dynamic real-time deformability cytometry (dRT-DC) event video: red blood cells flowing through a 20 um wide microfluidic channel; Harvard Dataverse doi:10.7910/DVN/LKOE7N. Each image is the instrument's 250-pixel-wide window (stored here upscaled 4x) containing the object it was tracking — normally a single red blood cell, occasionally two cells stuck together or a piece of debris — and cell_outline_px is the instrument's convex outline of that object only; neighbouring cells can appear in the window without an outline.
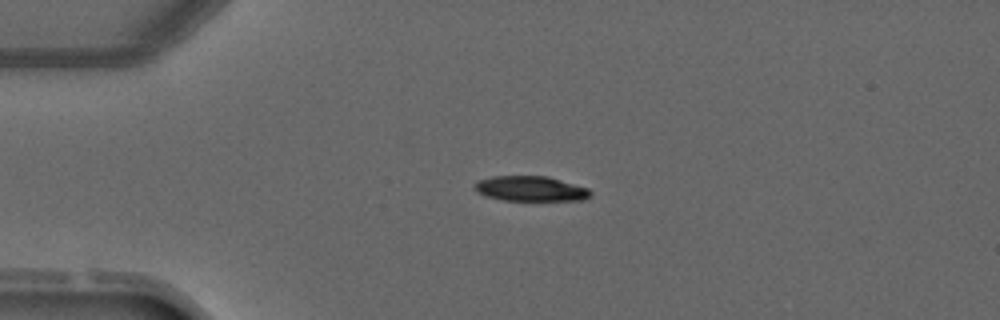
{"species": "common noctule bat (a hibernating species)", "species_latin": "Nyctalus noctula", "temperature_condition": "warm", "stored_images_in_passage": 3, "camera_frame_rate_fps": 3000, "um_per_image_px": 0.085, "animal": {"sex": "male", "forearm_length_mm": 52.5}, "frame": {"image": 1, "passage_image": 1, "time_ms": 0.0, "image_size_px": [1000, 320], "cell_outline_px": [[592, 196], [584, 200], [504, 200], [484, 196], [476, 192], [472, 188], [480, 180], [492, 176], [548, 176], [588, 188], [592, 192]], "centroid_in_image_um": [45.11, 16.04], "position_along_channel_um": 39.9, "area_um2": 16.99}}
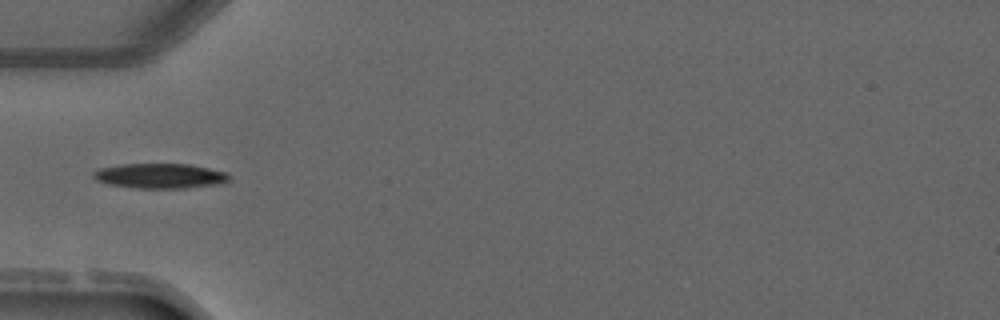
{"frame": {"image": 2, "passage_image": 2, "time_ms": 1.333, "image_size_px": [1000, 320], "cell_outline_px": [[232, 176], [224, 184], [184, 188], [136, 188], [108, 184], [96, 180], [92, 176], [92, 172], [96, 168], [120, 164], [188, 164], [228, 172]], "centroid_in_image_um": [13.61, 14.95], "position_along_channel_um": 71.4, "area_um2": 20.06}}
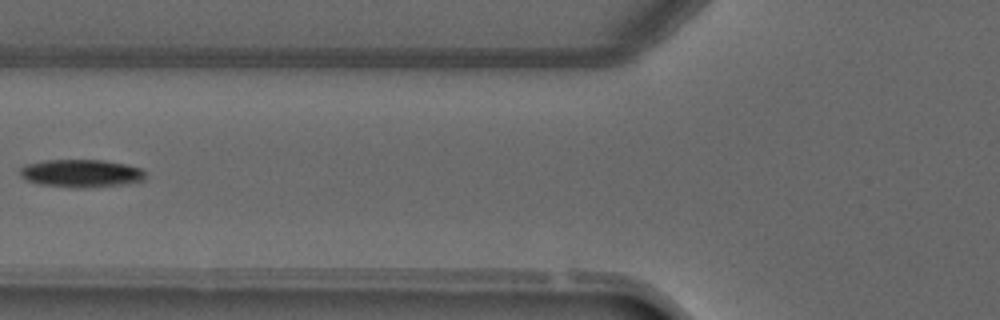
{"frame": {"image": 3, "passage_image": 3, "time_ms": 2.333, "image_size_px": [1000, 320], "cell_outline_px": [[148, 176], [144, 180], [116, 184], [84, 188], [72, 188], [40, 184], [28, 180], [20, 176], [20, 168], [28, 164], [44, 160], [104, 160], [144, 168]], "centroid_in_image_um": [6.92, 14.72], "position_along_channel_um": 118.9, "area_um2": 20.29}}